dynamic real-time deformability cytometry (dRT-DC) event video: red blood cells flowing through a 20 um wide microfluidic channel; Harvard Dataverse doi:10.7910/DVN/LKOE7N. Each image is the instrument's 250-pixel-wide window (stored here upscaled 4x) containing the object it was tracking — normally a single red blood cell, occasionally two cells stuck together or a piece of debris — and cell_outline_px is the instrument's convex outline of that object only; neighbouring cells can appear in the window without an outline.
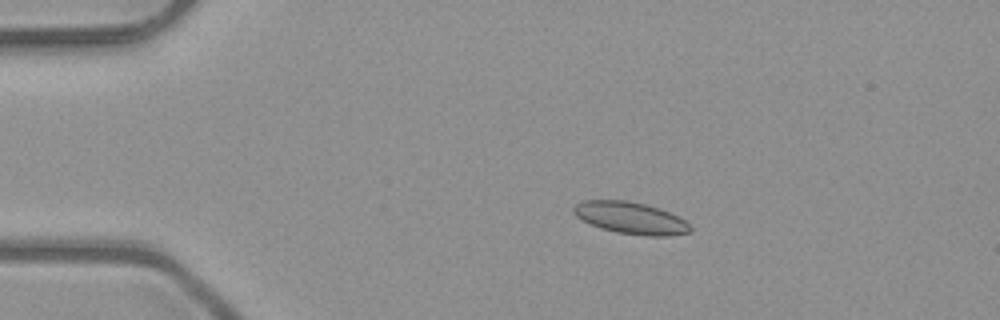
{"species": "common noctule bat (a hibernating species)", "species_latin": "Nyctalus noctula", "temperature_condition": "room temperature", "stored_images_in_passage": 5, "camera_frame_rate_fps": 3000, "um_per_image_px": 0.085, "animal": {"sex": "male", "body_mass_g": 23.1, "forearm_length_mm": 52.7}, "frame": {"image": 1, "passage_image": 3, "time_ms": 0.667, "image_size_px": [1000, 320], "cell_outline_px": [[692, 232], [668, 236], [644, 236], [616, 232], [600, 228], [576, 216], [572, 212], [572, 208], [576, 204], [584, 200], [628, 200], [660, 208], [684, 220], [692, 228]], "centroid_in_image_um": [53.61, 18.53], "position_along_channel_um": 31.4, "area_um2": 21.68}}
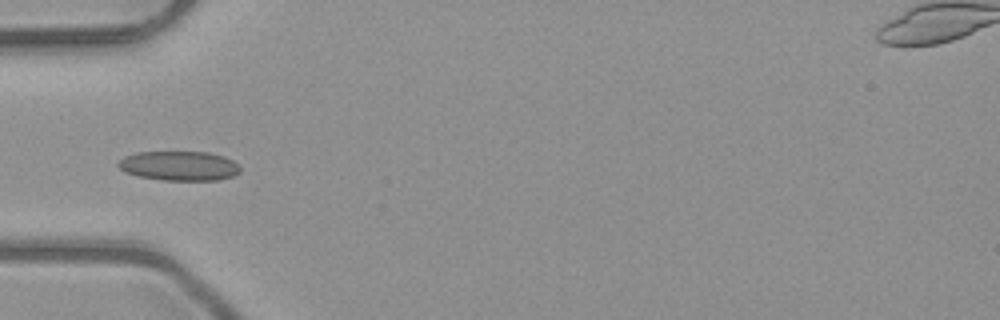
{"frame": {"image": 2, "passage_image": 5, "time_ms": 1.333, "image_size_px": [1000, 320], "cell_outline_px": [[240, 172], [232, 176], [220, 180], [164, 180], [140, 176], [124, 172], [116, 164], [124, 156], [136, 152], [208, 152], [224, 156], [232, 160], [240, 168]], "centroid_in_image_um": [15.22, 14.09], "position_along_channel_um": 69.8, "area_um2": 20.92}}